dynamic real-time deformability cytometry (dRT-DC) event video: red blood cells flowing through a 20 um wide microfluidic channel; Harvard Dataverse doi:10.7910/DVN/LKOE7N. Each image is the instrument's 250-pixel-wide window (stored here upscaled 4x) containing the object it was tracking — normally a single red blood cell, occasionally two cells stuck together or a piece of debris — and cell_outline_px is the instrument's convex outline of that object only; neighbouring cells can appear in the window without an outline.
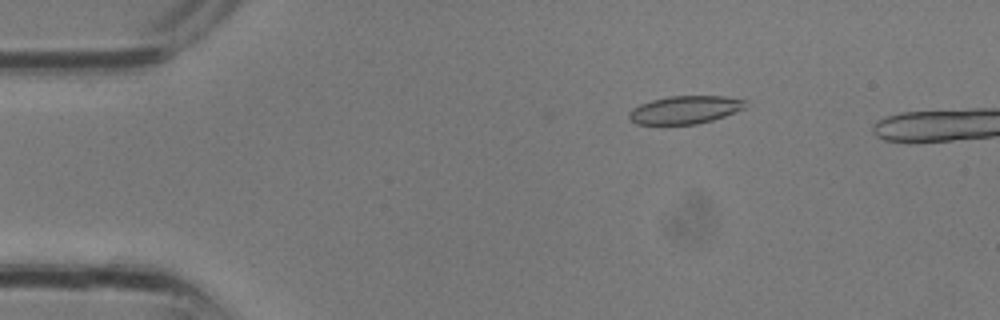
{"species": "common noctule bat (a hibernating species)", "species_latin": "Nyctalus noctula", "temperature_condition": "room temperature", "stored_images_in_passage": 7, "camera_frame_rate_fps": 3000, "um_per_image_px": 0.085, "animal": {"sex": "male", "body_mass_g": 13.3}, "frame": {"image": 1, "passage_image": 5, "time_ms": 1.333, "image_size_px": [1000, 320], "cell_outline_px": [[748, 100], [744, 108], [736, 112], [712, 120], [696, 124], [636, 124], [628, 116], [628, 112], [632, 108], [640, 104], [652, 100], [668, 96], [724, 96]], "centroid_in_image_um": [58.24, 9.32], "position_along_channel_um": 26.8, "area_um2": 18.96}}